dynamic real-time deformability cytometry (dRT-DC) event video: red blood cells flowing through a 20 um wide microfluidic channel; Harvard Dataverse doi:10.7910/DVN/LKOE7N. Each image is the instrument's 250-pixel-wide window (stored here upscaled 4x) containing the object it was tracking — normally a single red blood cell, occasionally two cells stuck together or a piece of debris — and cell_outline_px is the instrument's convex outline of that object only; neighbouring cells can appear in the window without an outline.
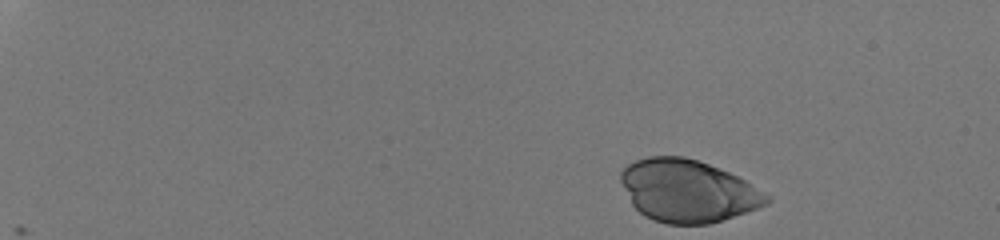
{"species": "human", "species_latin": "Homo sapiens", "temperature_condition": "room temperature", "stored_images_in_passage": 40, "camera_frame_rate_fps": 3000, "um_per_image_px": 0.085, "donor": {"sex": "male"}, "frame": {"image": 1, "passage_image": 1, "time_ms": 0.0, "image_size_px": [1000, 240], "cell_outline_px": [[772, 200], [768, 204], [708, 224], [668, 224], [652, 220], [644, 216], [632, 204], [620, 180], [620, 172], [628, 164], [636, 160], [648, 156], [684, 156], [720, 168], [744, 180], [772, 196]], "centroid_in_image_um": [58.45, 16.22], "position_along_channel_um": 26.6, "area_um2": 52.77}}